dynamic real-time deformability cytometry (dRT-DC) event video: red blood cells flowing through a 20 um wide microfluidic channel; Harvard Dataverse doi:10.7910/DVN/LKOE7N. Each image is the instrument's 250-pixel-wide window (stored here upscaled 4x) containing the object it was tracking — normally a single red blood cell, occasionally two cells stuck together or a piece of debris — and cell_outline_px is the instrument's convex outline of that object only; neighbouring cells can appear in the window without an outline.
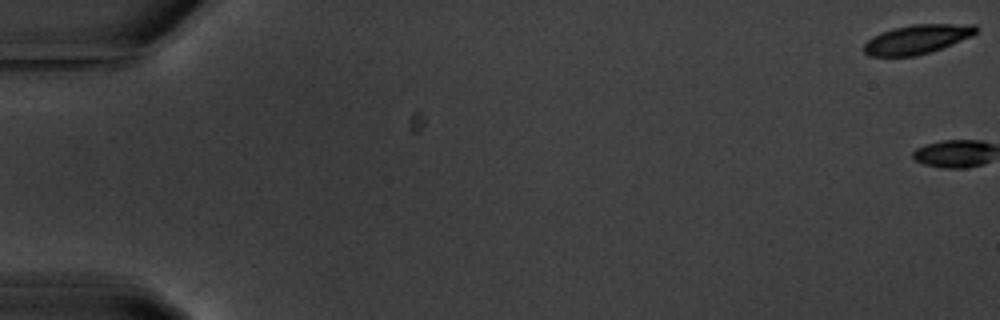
{"species": "common noctule bat (a hibernating species)", "species_latin": "Nyctalus noctula", "temperature_condition": "warm", "stored_images_in_passage": 3, "camera_frame_rate_fps": 3000, "um_per_image_px": 0.085, "animal": {"sex": "male", "body_mass_g": 20.1, "forearm_length_mm": 53.5}, "frame": {"image": 1, "passage_image": 1, "time_ms": 0.0, "image_size_px": [1000, 320], "cell_outline_px": [[980, 28], [972, 36], [952, 44], [916, 56], [868, 56], [864, 52], [864, 44], [872, 36], [880, 32], [892, 28], [912, 24], [976, 24]], "centroid_in_image_um": [77.95, 3.32], "position_along_channel_um": 7.1, "area_um2": 19.13}}